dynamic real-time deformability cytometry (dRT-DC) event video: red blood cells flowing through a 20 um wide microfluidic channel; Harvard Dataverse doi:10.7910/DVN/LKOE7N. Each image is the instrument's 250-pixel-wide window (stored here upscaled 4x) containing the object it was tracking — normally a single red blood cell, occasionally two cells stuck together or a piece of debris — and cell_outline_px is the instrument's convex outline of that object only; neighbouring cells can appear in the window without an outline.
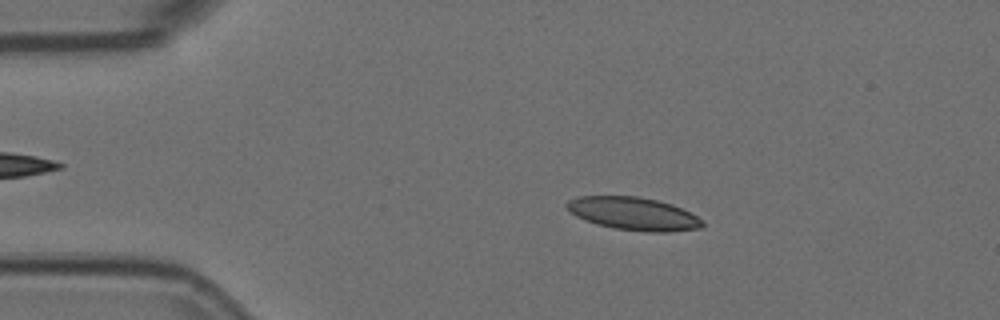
{"species": "Egyptian fruit bat (a non-hibernating species)", "species_latin": "Rousettus aegyptiacus", "temperature_condition": "room temperature", "stored_images_in_passage": 55, "camera_frame_rate_fps": 3000, "um_per_image_px": 0.085, "animal": {"sex": "female"}, "frame": {"image": 1, "passage_image": 10, "time_ms": 3.0, "image_size_px": [1000, 320], "cell_outline_px": [[704, 224], [700, 228], [668, 232], [648, 232], [612, 228], [596, 224], [584, 220], [568, 212], [564, 204], [568, 200], [580, 196], [640, 196], [672, 204], [704, 220]], "centroid_in_image_um": [53.8, 18.16], "position_along_channel_um": 31.2, "area_um2": 26.18}}
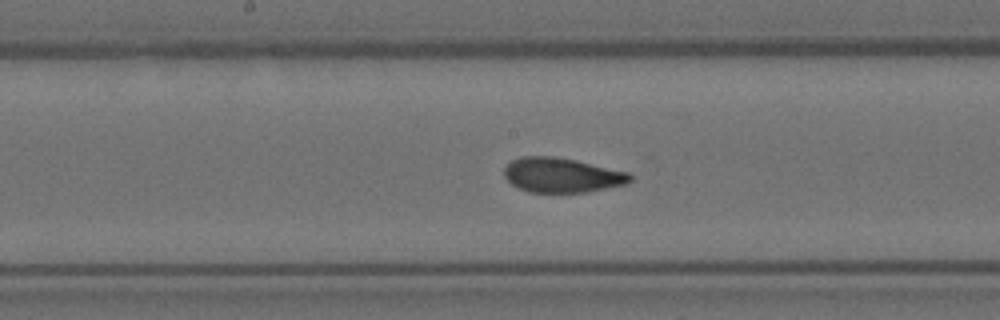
{"frame": {"image": 2, "passage_image": 28, "time_ms": 9.0, "image_size_px": [1000, 320], "cell_outline_px": [[636, 176], [628, 184], [584, 192], [528, 192], [512, 184], [504, 176], [504, 168], [512, 160], [524, 156], [552, 156], [576, 160], [628, 172]], "centroid_in_image_um": [47.79, 14.88], "position_along_channel_um": 200.4, "area_um2": 25.43}}
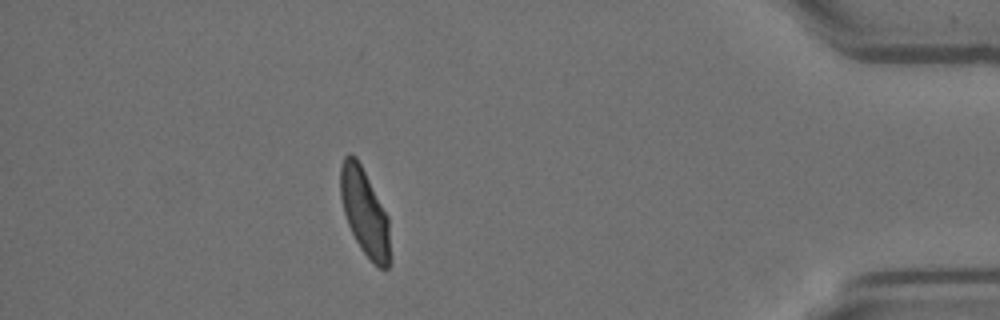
{"frame": {"image": 3, "passage_image": 49, "time_ms": 16.0, "image_size_px": [1000, 320], "cell_outline_px": [[388, 268], [380, 268], [360, 248], [348, 224], [344, 212], [340, 196], [340, 164], [344, 156], [348, 152], [356, 156], [388, 216]], "centroid_in_image_um": [30.94, 17.94], "position_along_channel_um": 404.3, "area_um2": 24.45}, "authors_computed_cell_mechanics": {"area_um2": 25.721, "velocity_mm_per_s": 3.604, "shape_relaxation_time_tau1_ms": 7.069, "shape_relaxation_time_tau2_ms": 0.9481, "deformation_change_tau1": 0.1761, "deformation_change_tau2": 0.0584}}